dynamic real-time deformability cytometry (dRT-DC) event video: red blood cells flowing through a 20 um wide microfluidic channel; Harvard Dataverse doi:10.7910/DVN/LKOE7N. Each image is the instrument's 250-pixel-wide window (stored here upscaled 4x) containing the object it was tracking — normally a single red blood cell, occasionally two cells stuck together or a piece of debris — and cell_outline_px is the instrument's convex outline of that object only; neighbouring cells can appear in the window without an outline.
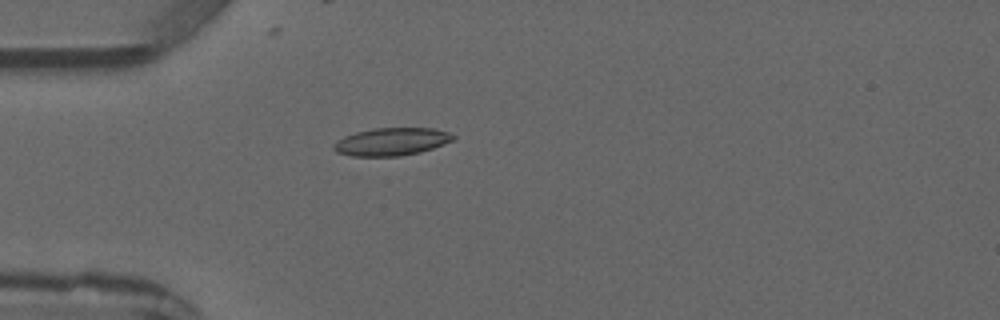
{"species": "common noctule bat (a hibernating species)", "species_latin": "Nyctalus noctula", "temperature_condition": "warm", "stored_images_in_passage": 2, "camera_frame_rate_fps": 3000, "um_per_image_px": 0.085, "animal": {"sex": "male", "forearm_length_mm": 52.5}, "frame": {"image": 1, "passage_image": 2, "time_ms": 1.333, "image_size_px": [1000, 320], "cell_outline_px": [[456, 136], [452, 140], [432, 148], [420, 152], [400, 156], [352, 156], [336, 152], [332, 148], [332, 144], [336, 140], [344, 136], [356, 132], [372, 128], [432, 128], [448, 132]], "centroid_in_image_um": [33.22, 12.04], "position_along_channel_um": 51.8, "area_um2": 19.31}}